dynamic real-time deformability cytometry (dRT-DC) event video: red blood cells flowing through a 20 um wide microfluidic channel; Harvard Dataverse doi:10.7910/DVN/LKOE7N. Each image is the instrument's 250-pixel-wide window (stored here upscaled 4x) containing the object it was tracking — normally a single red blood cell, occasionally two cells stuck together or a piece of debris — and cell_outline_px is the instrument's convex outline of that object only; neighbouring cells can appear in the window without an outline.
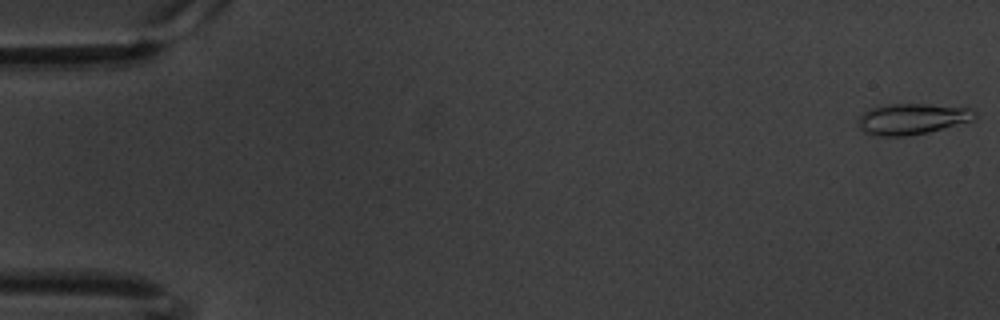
{"species": "common noctule bat (a hibernating species)", "species_latin": "Nyctalus noctula", "temperature_condition": "warm", "stored_images_in_passage": 10, "camera_frame_rate_fps": 3000, "um_per_image_px": 0.085, "animal": {"sex": "male", "body_mass_g": 20.1, "forearm_length_mm": 53.5}, "frame": {"image": 1, "passage_image": 1, "time_ms": 0.0, "image_size_px": [1000, 320], "cell_outline_px": [[976, 116], [972, 120], [928, 132], [908, 136], [872, 136], [864, 132], [856, 124], [856, 116], [868, 108], [888, 104], [928, 104], [976, 108]], "centroid_in_image_um": [77.46, 10.1], "position_along_channel_um": 7.5, "area_um2": 21.5}}